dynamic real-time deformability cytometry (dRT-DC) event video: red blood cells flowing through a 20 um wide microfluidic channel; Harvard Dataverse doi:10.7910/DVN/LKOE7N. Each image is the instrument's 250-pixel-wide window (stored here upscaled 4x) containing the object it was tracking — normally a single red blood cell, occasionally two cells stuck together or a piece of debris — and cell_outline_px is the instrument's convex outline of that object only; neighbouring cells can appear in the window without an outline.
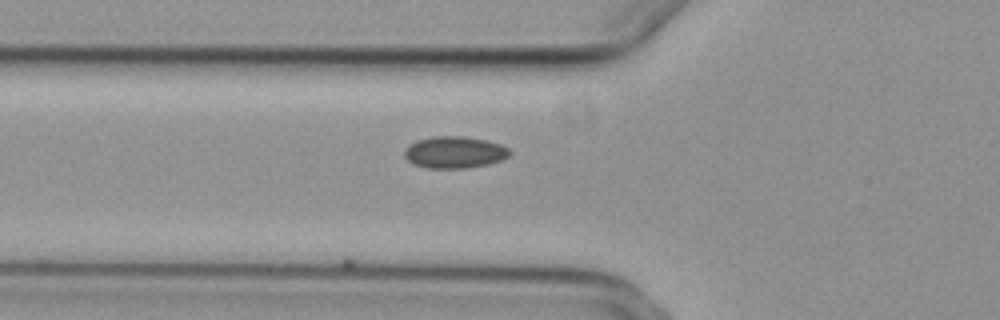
{"species": "common noctule bat (a hibernating species)", "species_latin": "Nyctalus noctula", "temperature_condition": "cold", "stored_images_in_passage": 9, "camera_frame_rate_fps": 3000, "um_per_image_px": 0.085, "animal": {"sex": "female", "body_mass_g": 29.2, "forearm_length_mm": 56.3}, "frame": {"image": 1, "passage_image": 9, "time_ms": 2.667, "image_size_px": [1000, 320], "cell_outline_px": [[512, 152], [508, 156], [500, 160], [488, 164], [464, 168], [428, 168], [416, 164], [408, 160], [404, 156], [404, 152], [416, 140], [432, 136], [464, 136], [488, 140], [500, 144], [508, 148]], "centroid_in_image_um": [38.67, 12.93], "position_along_channel_um": 87.1, "area_um2": 19.36}}